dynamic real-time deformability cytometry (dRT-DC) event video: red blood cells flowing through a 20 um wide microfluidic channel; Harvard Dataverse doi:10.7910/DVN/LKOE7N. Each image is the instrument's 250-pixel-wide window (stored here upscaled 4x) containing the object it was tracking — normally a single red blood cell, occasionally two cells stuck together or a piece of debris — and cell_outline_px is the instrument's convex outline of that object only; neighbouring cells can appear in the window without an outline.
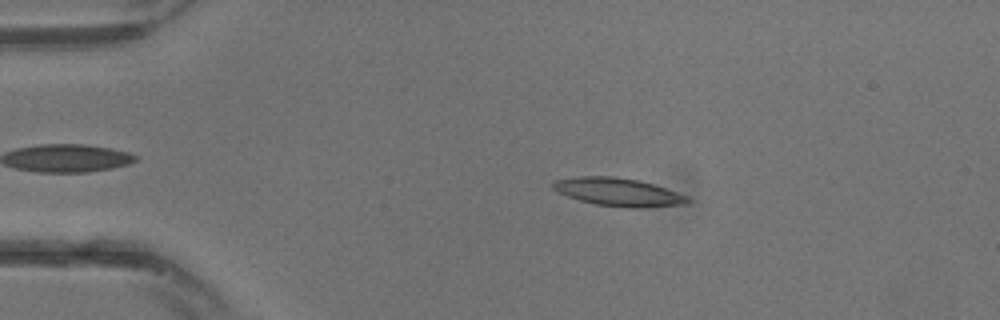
{"species": "common noctule bat (a hibernating species)", "species_latin": "Nyctalus noctula", "temperature_condition": "warm", "stored_images_in_passage": 12, "camera_frame_rate_fps": 3000, "um_per_image_px": 0.085, "animal": {"sex": "male", "body_mass_g": 13.3}, "frame": {"image": 1, "passage_image": 5, "time_ms": 1.333, "image_size_px": [1000, 320], "cell_outline_px": [[692, 200], [684, 204], [640, 208], [628, 208], [596, 204], [580, 200], [568, 196], [552, 188], [552, 184], [556, 180], [580, 176], [612, 176], [636, 180], [652, 184], [688, 196]], "centroid_in_image_um": [52.57, 16.33], "position_along_channel_um": 32.4, "area_um2": 21.68}}
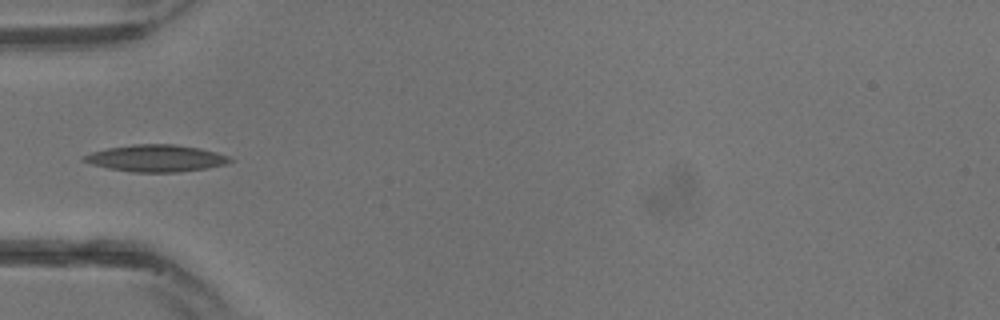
{"frame": {"image": 2, "passage_image": 9, "time_ms": 2.667, "image_size_px": [1000, 320], "cell_outline_px": [[232, 160], [224, 164], [208, 168], [180, 172], [132, 172], [108, 168], [92, 164], [80, 160], [84, 156], [92, 152], [108, 148], [132, 144], [172, 144], [200, 148], [216, 152], [228, 156]], "centroid_in_image_um": [13.25, 13.45], "position_along_channel_um": 71.7, "area_um2": 22.77}}
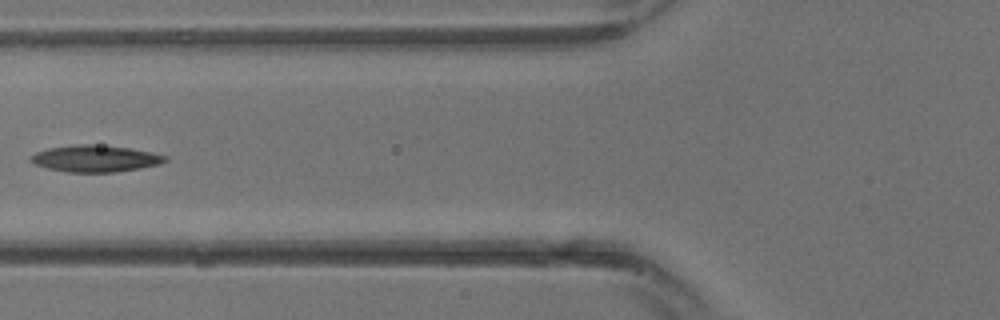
{"frame": {"image": 3, "passage_image": 11, "time_ms": 3.333, "image_size_px": [1000, 320], "cell_outline_px": [[168, 160], [160, 164], [140, 168], [116, 172], [68, 172], [48, 168], [36, 164], [28, 160], [28, 156], [36, 152], [48, 148], [72, 144], [92, 144], [128, 148], [152, 152], [168, 156]], "centroid_in_image_um": [8.09, 13.47], "position_along_channel_um": 117.7, "area_um2": 20.98}}